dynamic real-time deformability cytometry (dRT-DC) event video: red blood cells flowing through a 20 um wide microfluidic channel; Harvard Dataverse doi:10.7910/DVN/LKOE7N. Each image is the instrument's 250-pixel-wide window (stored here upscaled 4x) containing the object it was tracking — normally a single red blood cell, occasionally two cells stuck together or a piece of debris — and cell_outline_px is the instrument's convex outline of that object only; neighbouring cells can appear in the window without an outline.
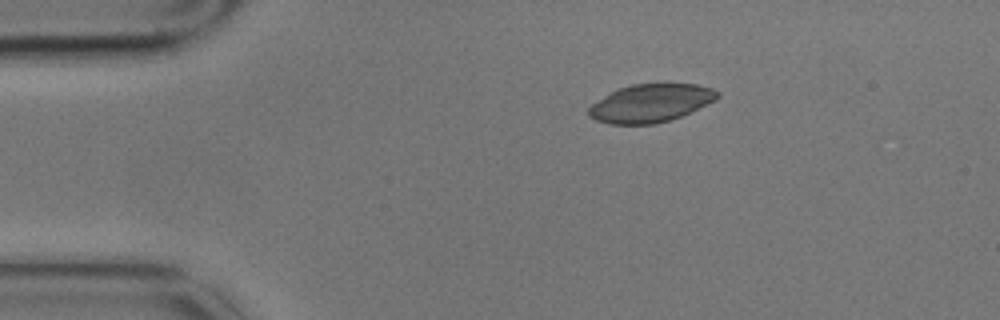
{"species": "common noctule bat (a hibernating species)", "species_latin": "Nyctalus noctula", "temperature_condition": "cold", "stored_images_in_passage": 2, "camera_frame_rate_fps": 3000, "um_per_image_px": 0.085, "animal": {"sex": "male", "body_mass_g": 17.9}, "frame": {"image": 1, "passage_image": 1, "time_ms": 0.0, "image_size_px": [1000, 320], "cell_outline_px": [[720, 96], [716, 100], [680, 116], [656, 124], [608, 124], [596, 120], [588, 116], [588, 108], [592, 104], [612, 92], [620, 88], [632, 84], [696, 84], [712, 88], [720, 92]], "centroid_in_image_um": [55.31, 8.77], "position_along_channel_um": 29.7, "area_um2": 28.26}}